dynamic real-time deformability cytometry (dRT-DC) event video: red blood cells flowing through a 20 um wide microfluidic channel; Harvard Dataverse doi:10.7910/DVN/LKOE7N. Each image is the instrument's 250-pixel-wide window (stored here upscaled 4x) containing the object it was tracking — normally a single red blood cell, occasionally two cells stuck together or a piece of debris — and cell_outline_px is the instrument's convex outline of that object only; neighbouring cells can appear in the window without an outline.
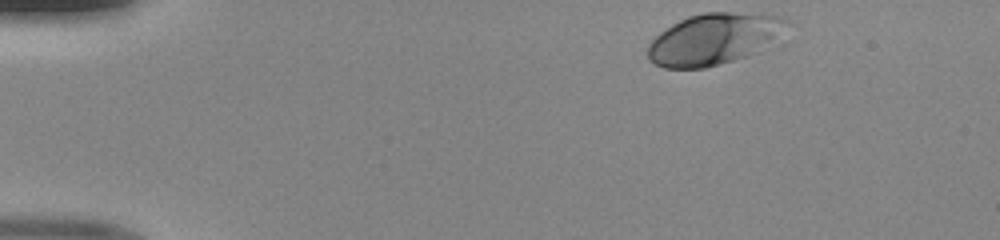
{"species": "human", "species_latin": "Homo sapiens", "temperature_condition": "room temperature", "stored_images_in_passage": 36, "camera_frame_rate_fps": 3000, "um_per_image_px": 0.085, "donor": {"sex": "male"}, "frame": {"image": 1, "passage_image": 1, "time_ms": 0.0, "image_size_px": [1000, 240], "cell_outline_px": [[792, 24], [748, 56], [704, 68], [664, 68], [652, 64], [648, 60], [648, 44], [660, 32], [672, 24], [688, 16], [704, 12], [764, 12], [780, 16], [788, 20]], "centroid_in_image_um": [60.65, 3.29], "position_along_channel_um": 24.4, "area_um2": 41.44}}
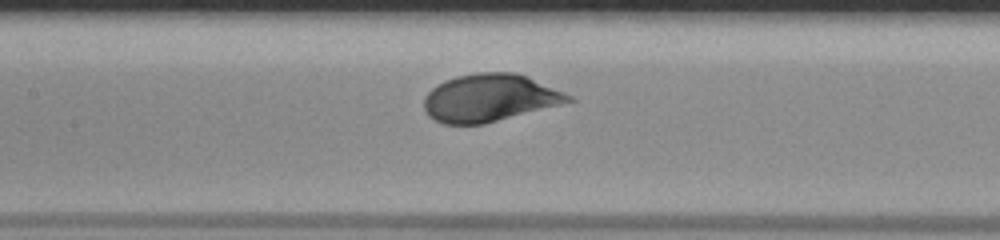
{"frame": {"image": 2, "passage_image": 18, "time_ms": 5.667, "image_size_px": [1000, 240], "cell_outline_px": [[576, 100], [484, 124], [444, 124], [428, 116], [424, 108], [424, 96], [436, 84], [444, 80], [456, 76], [476, 72], [516, 72], [564, 92], [572, 96]], "centroid_in_image_um": [41.58, 8.31], "position_along_channel_um": 165.8, "area_um2": 39.88}}
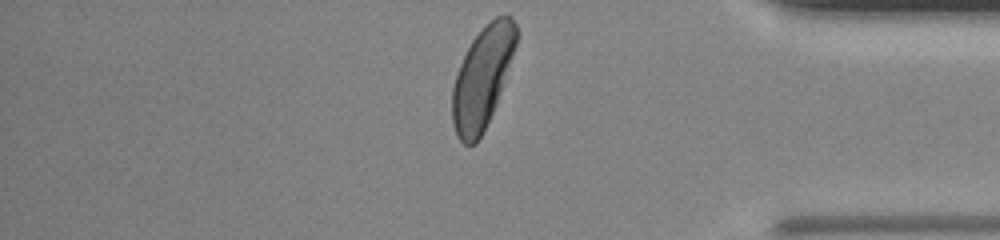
{"frame": {"image": 3, "passage_image": 36, "time_ms": 11.667, "image_size_px": [1000, 240], "cell_outline_px": [[520, 36], [504, 84], [496, 104], [476, 144], [464, 144], [456, 136], [452, 124], [452, 88], [460, 64], [472, 40], [496, 16], [504, 12], [508, 12], [512, 16], [516, 24]], "centroid_in_image_um": [41.04, 6.55], "position_along_channel_um": 394.2, "area_um2": 37.86}}